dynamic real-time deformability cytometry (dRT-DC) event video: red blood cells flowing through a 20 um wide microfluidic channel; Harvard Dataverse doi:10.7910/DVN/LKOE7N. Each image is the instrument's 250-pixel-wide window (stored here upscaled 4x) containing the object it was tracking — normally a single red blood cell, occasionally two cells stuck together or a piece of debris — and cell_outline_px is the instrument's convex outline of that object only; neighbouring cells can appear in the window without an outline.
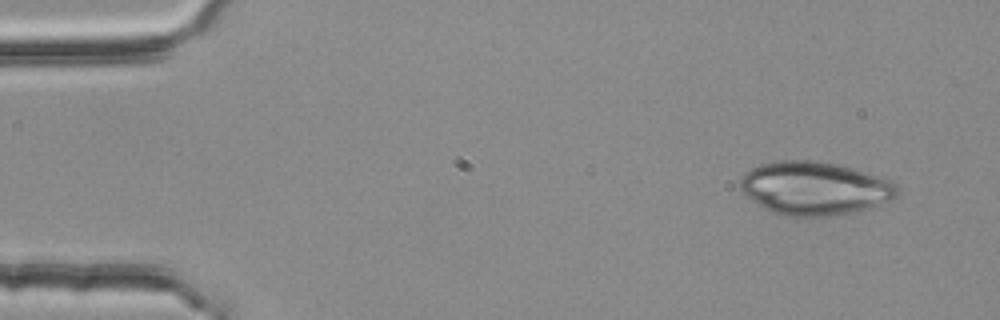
{"species": "common noctule bat (a hibernating species)", "species_latin": "Nyctalus noctula", "temperature_condition": "room temperature", "stored_images_in_passage": 3, "camera_frame_rate_fps": 3000, "um_per_image_px": 0.085, "animal": {"sex": "female", "body_mass_g": 25.1}, "frame": {"image": 1, "passage_image": 1, "time_ms": 0.0, "image_size_px": [1000, 320], "cell_outline_px": [[900, 192], [892, 200], [828, 216], [796, 220], [780, 216], [764, 208], [748, 196], [740, 188], [740, 180], [752, 168], [760, 164], [780, 160], [820, 160], [852, 168], [880, 176], [892, 180], [896, 184]], "centroid_in_image_um": [69.22, 16.01], "position_along_channel_um": 15.8, "area_um2": 48.9}}